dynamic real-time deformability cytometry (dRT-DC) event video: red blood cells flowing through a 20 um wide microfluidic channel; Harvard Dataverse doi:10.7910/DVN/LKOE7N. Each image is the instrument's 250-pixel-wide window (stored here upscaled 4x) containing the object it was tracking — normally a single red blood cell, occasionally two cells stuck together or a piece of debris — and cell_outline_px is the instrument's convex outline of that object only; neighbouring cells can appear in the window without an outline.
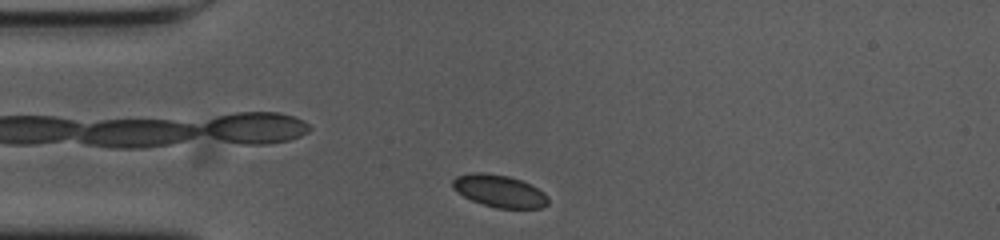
{"species": "common noctule bat (a hibernating species)", "species_latin": "Nyctalus noctula", "temperature_condition": "cold", "stored_images_in_passage": 38, "camera_frame_rate_fps": 3000, "um_per_image_px": 0.085, "animal": {"sex": "female", "body_mass_g": 23.0, "forearm_length_mm": 53.4}, "frame": {"image": 1, "passage_image": 1, "time_ms": 0.0, "image_size_px": [1000, 240], "cell_outline_px": [[548, 204], [544, 208], [496, 208], [472, 200], [464, 196], [452, 188], [452, 180], [456, 176], [472, 172], [484, 172], [508, 176], [520, 180], [544, 192], [548, 196]], "centroid_in_image_um": [42.44, 16.23], "position_along_channel_um": 42.6, "area_um2": 17.92}}
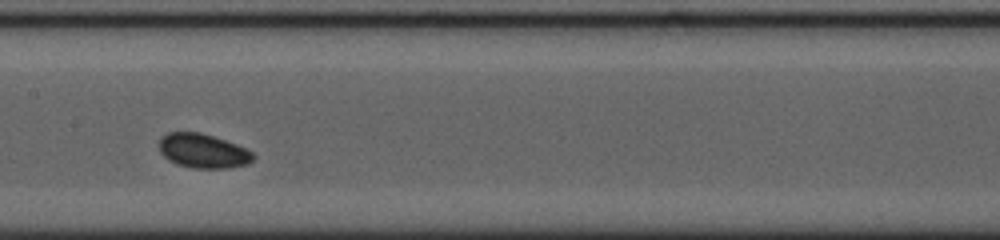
{"frame": {"image": 2, "passage_image": 15, "time_ms": 4.667, "image_size_px": [1000, 240], "cell_outline_px": [[256, 156], [248, 164], [232, 168], [192, 168], [176, 164], [164, 156], [160, 152], [160, 140], [168, 132], [200, 132], [236, 144], [252, 152]], "centroid_in_image_um": [17.28, 12.84], "position_along_channel_um": 190.1, "area_um2": 18.67}}
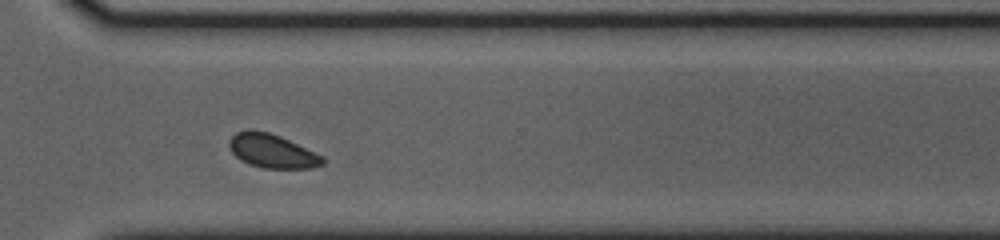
{"frame": {"image": 3, "passage_image": 28, "time_ms": 9.0, "image_size_px": [1000, 240], "cell_outline_px": [[324, 164], [312, 168], [264, 168], [248, 164], [240, 160], [232, 152], [228, 144], [228, 140], [236, 132], [248, 128], [252, 128], [268, 132], [280, 136], [324, 156]], "centroid_in_image_um": [23.1, 12.82], "position_along_channel_um": 347.5, "area_um2": 18.61}}